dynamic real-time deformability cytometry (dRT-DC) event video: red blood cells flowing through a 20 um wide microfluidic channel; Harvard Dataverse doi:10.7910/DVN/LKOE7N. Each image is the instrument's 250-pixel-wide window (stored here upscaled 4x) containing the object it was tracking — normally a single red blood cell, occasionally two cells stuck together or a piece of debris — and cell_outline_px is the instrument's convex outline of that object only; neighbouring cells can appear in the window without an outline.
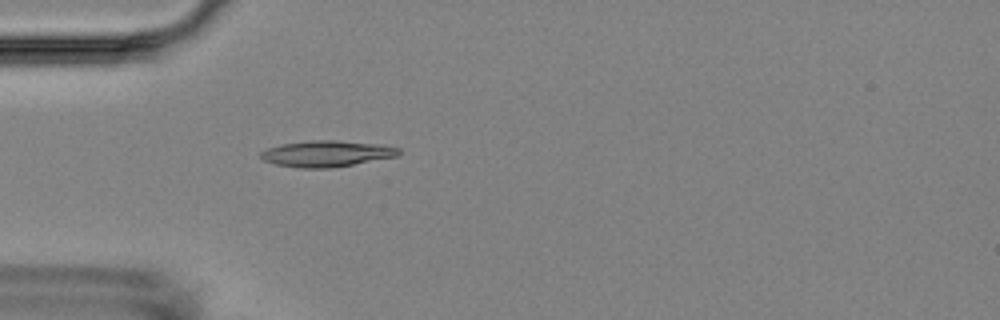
{"species": "Egyptian fruit bat (a non-hibernating species)", "species_latin": "Rousettus aegyptiacus", "temperature_condition": "room temperature", "stored_images_in_passage": 3, "camera_frame_rate_fps": 3000, "um_per_image_px": 0.085, "animal": {"sex": "female"}, "frame": {"image": 1, "passage_image": 3, "time_ms": 2.333, "image_size_px": [1000, 320], "cell_outline_px": [[400, 152], [396, 156], [352, 164], [328, 168], [300, 168], [276, 164], [264, 160], [260, 156], [260, 152], [268, 148], [284, 144], [312, 140], [336, 140], [380, 144], [400, 148]], "centroid_in_image_um": [27.76, 13.05], "position_along_channel_um": 57.2, "area_um2": 20.69}}